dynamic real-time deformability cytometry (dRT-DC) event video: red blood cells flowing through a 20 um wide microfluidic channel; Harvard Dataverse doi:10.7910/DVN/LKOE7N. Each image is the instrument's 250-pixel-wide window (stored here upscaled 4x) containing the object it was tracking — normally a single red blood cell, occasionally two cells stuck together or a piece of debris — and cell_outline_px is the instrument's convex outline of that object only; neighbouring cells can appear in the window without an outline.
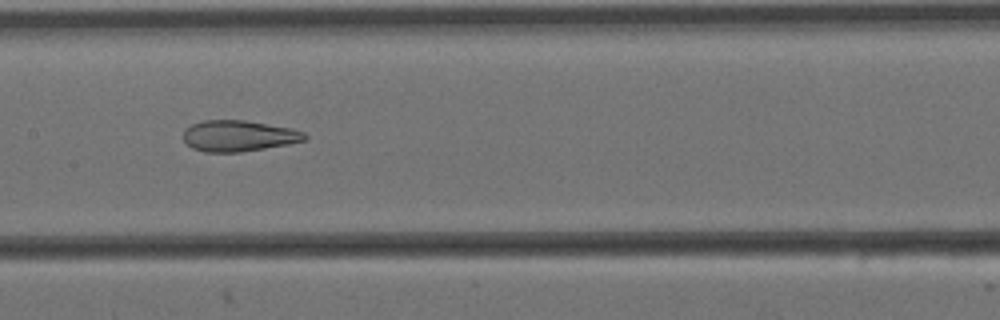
{"species": "Egyptian fruit bat (a non-hibernating species)", "species_latin": "Rousettus aegyptiacus", "temperature_condition": "cold", "stored_images_in_passage": 8, "camera_frame_rate_fps": 3000, "um_per_image_px": 0.085, "animal": {"sex": "female"}, "frame": {"image": 1, "passage_image": 7, "time_ms": 2.0, "image_size_px": [1000, 320], "cell_outline_px": [[308, 136], [304, 140], [288, 144], [240, 152], [204, 152], [192, 148], [184, 140], [184, 128], [192, 124], [204, 120], [244, 120], [292, 128], [304, 132]], "centroid_in_image_um": [20.27, 11.54], "position_along_channel_um": 187.1, "area_um2": 21.91}}
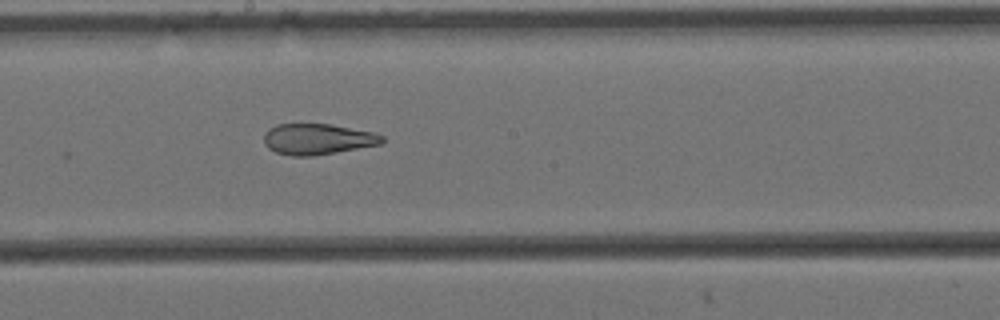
{"frame": {"image": 2, "passage_image": 8, "time_ms": 2.333, "image_size_px": [1000, 320], "cell_outline_px": [[384, 140], [380, 144], [316, 156], [292, 156], [276, 152], [268, 148], [264, 144], [264, 136], [268, 128], [276, 124], [332, 124], [372, 132], [384, 136]], "centroid_in_image_um": [26.97, 11.83], "position_along_channel_um": 221.2, "area_um2": 21.33}}